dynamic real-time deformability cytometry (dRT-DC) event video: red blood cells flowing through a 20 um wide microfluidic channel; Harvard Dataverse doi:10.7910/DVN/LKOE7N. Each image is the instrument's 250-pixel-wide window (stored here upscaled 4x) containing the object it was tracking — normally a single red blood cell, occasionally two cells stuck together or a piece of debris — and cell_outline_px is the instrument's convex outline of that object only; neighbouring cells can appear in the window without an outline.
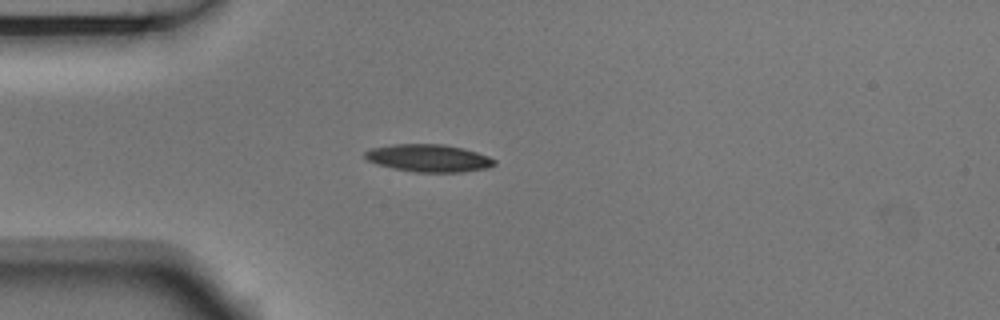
{"species": "Egyptian fruit bat (a non-hibernating species)", "species_latin": "Rousettus aegyptiacus", "temperature_condition": "room temperature", "stored_images_in_passage": 6, "camera_frame_rate_fps": 3000, "um_per_image_px": 0.085, "animal": {"sex": "male"}, "frame": {"image": 1, "passage_image": 5, "time_ms": 1.333, "image_size_px": [1000, 320], "cell_outline_px": [[496, 164], [488, 168], [460, 172], [416, 172], [376, 164], [368, 160], [364, 156], [364, 152], [372, 148], [392, 144], [444, 144], [464, 148], [488, 156], [496, 160]], "centroid_in_image_um": [36.46, 13.43], "position_along_channel_um": 48.5, "area_um2": 20.69}}